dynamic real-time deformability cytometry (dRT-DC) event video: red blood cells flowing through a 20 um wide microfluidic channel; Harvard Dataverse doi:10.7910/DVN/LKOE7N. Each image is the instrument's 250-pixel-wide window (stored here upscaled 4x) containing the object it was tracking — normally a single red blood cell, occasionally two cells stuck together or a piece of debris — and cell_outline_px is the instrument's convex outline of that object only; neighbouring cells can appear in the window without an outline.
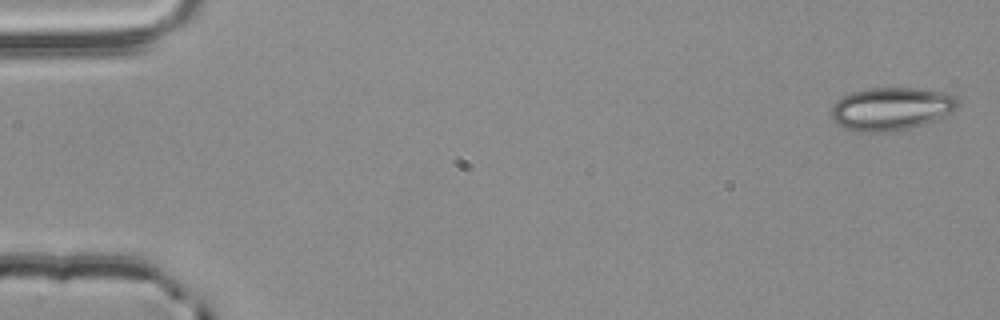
{"species": "common noctule bat (a hibernating species)", "species_latin": "Nyctalus noctula", "temperature_condition": "room temperature", "stored_images_in_passage": 4, "camera_frame_rate_fps": 3000, "um_per_image_px": 0.085, "animal": {"sex": "male", "body_mass_g": 20.4}, "frame": {"image": 1, "passage_image": 1, "time_ms": 0.0, "image_size_px": [1000, 320], "cell_outline_px": [[960, 104], [952, 112], [932, 120], [908, 128], [888, 132], [860, 132], [848, 128], [840, 124], [832, 116], [832, 104], [836, 100], [852, 92], [868, 88], [916, 88], [952, 92], [960, 100]], "centroid_in_image_um": [75.81, 9.21], "position_along_channel_um": 9.2, "area_um2": 31.56}}